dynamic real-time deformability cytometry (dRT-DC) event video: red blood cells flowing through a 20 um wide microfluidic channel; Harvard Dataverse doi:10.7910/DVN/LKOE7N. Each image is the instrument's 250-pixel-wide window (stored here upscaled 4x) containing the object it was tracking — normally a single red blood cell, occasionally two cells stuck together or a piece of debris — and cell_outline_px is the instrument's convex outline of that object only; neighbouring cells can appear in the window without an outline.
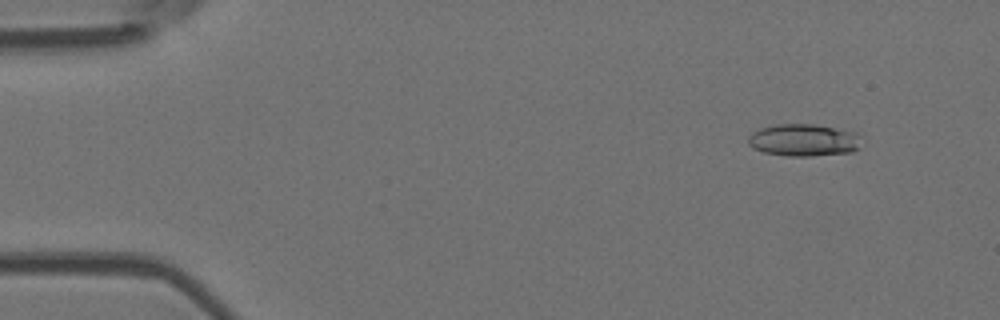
{"species": "Egyptian fruit bat (a non-hibernating species)", "species_latin": "Rousettus aegyptiacus", "temperature_condition": "room temperature", "stored_images_in_passage": 53, "camera_frame_rate_fps": 3000, "um_per_image_px": 0.085, "animal": {"sex": "female"}, "frame": {"image": 1, "passage_image": 5, "time_ms": 1.333, "image_size_px": [1000, 320], "cell_outline_px": [[864, 136], [860, 148], [852, 152], [812, 156], [788, 156], [764, 152], [752, 148], [748, 144], [748, 136], [752, 132], [760, 128], [776, 124], [816, 124], [856, 132]], "centroid_in_image_um": [68.37, 11.91], "position_along_channel_um": 16.6, "area_um2": 21.73}}
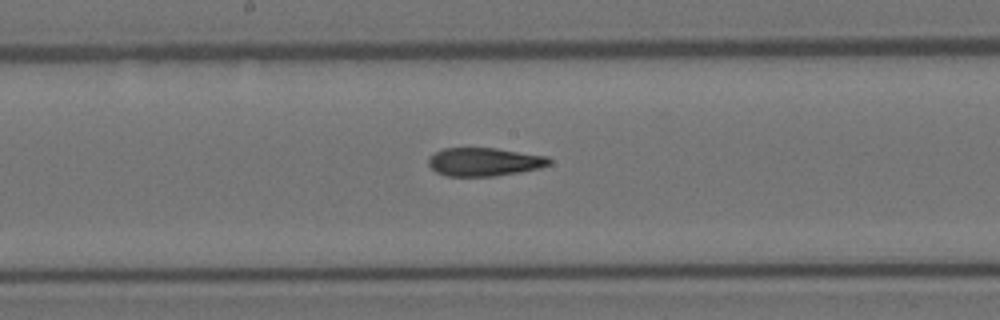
{"frame": {"image": 2, "passage_image": 28, "time_ms": 9.0, "image_size_px": [1000, 320], "cell_outline_px": [[552, 164], [540, 168], [520, 172], [496, 176], [448, 176], [436, 172], [428, 164], [428, 156], [444, 148], [496, 148], [548, 156], [552, 160]], "centroid_in_image_um": [41.19, 13.76], "position_along_channel_um": 207.0, "area_um2": 20.11}}
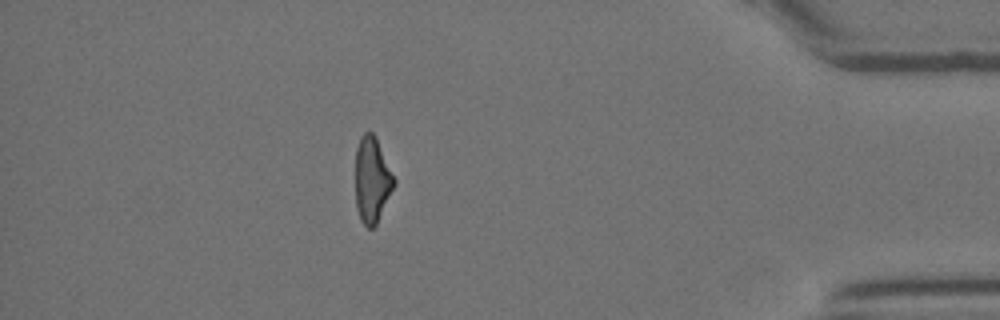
{"frame": {"image": 3, "passage_image": 47, "time_ms": 15.333, "image_size_px": [1000, 320], "cell_outline_px": [[396, 184], [376, 224], [372, 228], [368, 228], [360, 220], [356, 208], [356, 148], [360, 136], [364, 132], [372, 132], [376, 136], [396, 180]], "centroid_in_image_um": [31.63, 15.27], "position_along_channel_um": 403.6, "area_um2": 19.42}, "authors_computed_cell_mechanics": {"area_um2": 20.4612, "velocity_mm_per_s": 3.8092, "shape_relaxation_time_tau1_ms": null, "shape_relaxation_time_tau2_ms": 2.4154, "deformation_change_tau1": null, "deformation_change_tau2": 0.1156}}